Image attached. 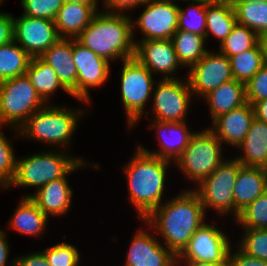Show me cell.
I'll use <instances>...</instances> for the list:
<instances>
[{
    "instance_id": "cell-1",
    "label": "cell",
    "mask_w": 267,
    "mask_h": 266,
    "mask_svg": "<svg viewBox=\"0 0 267 266\" xmlns=\"http://www.w3.org/2000/svg\"><path fill=\"white\" fill-rule=\"evenodd\" d=\"M205 214L199 196L190 189L163 201V204L141 221L154 234H160L164 239L163 244L178 256L198 228L206 222Z\"/></svg>"
},
{
    "instance_id": "cell-2",
    "label": "cell",
    "mask_w": 267,
    "mask_h": 266,
    "mask_svg": "<svg viewBox=\"0 0 267 266\" xmlns=\"http://www.w3.org/2000/svg\"><path fill=\"white\" fill-rule=\"evenodd\" d=\"M136 148L133 158L123 169L128 180L130 203L139 219L144 220L163 203L162 196L171 161L145 153L138 146Z\"/></svg>"
},
{
    "instance_id": "cell-3",
    "label": "cell",
    "mask_w": 267,
    "mask_h": 266,
    "mask_svg": "<svg viewBox=\"0 0 267 266\" xmlns=\"http://www.w3.org/2000/svg\"><path fill=\"white\" fill-rule=\"evenodd\" d=\"M129 15L98 11L75 39L108 62L132 58L135 43Z\"/></svg>"
},
{
    "instance_id": "cell-4",
    "label": "cell",
    "mask_w": 267,
    "mask_h": 266,
    "mask_svg": "<svg viewBox=\"0 0 267 266\" xmlns=\"http://www.w3.org/2000/svg\"><path fill=\"white\" fill-rule=\"evenodd\" d=\"M84 110L46 104L43 108L35 111L16 131L14 136L29 138L36 142L47 145H55L57 148L66 150L70 147L78 122ZM19 134V135H18ZM59 145V146H58Z\"/></svg>"
},
{
    "instance_id": "cell-5",
    "label": "cell",
    "mask_w": 267,
    "mask_h": 266,
    "mask_svg": "<svg viewBox=\"0 0 267 266\" xmlns=\"http://www.w3.org/2000/svg\"><path fill=\"white\" fill-rule=\"evenodd\" d=\"M46 150L17 159L15 175L10 187H35L37 190L52 180L64 177L81 158L67 154V150ZM60 152V153H59Z\"/></svg>"
},
{
    "instance_id": "cell-6",
    "label": "cell",
    "mask_w": 267,
    "mask_h": 266,
    "mask_svg": "<svg viewBox=\"0 0 267 266\" xmlns=\"http://www.w3.org/2000/svg\"><path fill=\"white\" fill-rule=\"evenodd\" d=\"M222 146L223 144L208 127L202 131H195L174 166L176 165L186 179L196 183L197 186L225 160L222 157Z\"/></svg>"
},
{
    "instance_id": "cell-7",
    "label": "cell",
    "mask_w": 267,
    "mask_h": 266,
    "mask_svg": "<svg viewBox=\"0 0 267 266\" xmlns=\"http://www.w3.org/2000/svg\"><path fill=\"white\" fill-rule=\"evenodd\" d=\"M45 105L26 75L0 82V126H10L17 131Z\"/></svg>"
},
{
    "instance_id": "cell-8",
    "label": "cell",
    "mask_w": 267,
    "mask_h": 266,
    "mask_svg": "<svg viewBox=\"0 0 267 266\" xmlns=\"http://www.w3.org/2000/svg\"><path fill=\"white\" fill-rule=\"evenodd\" d=\"M122 65L121 99L130 131L142 119L144 113L149 116L145 105L152 96L156 80L154 81L153 74L135 57L123 60Z\"/></svg>"
},
{
    "instance_id": "cell-9",
    "label": "cell",
    "mask_w": 267,
    "mask_h": 266,
    "mask_svg": "<svg viewBox=\"0 0 267 266\" xmlns=\"http://www.w3.org/2000/svg\"><path fill=\"white\" fill-rule=\"evenodd\" d=\"M243 165L234 157L225 159L206 179L192 189L200 198L204 211L214 209L219 215L234 217V186L236 177ZM228 213V214H227Z\"/></svg>"
},
{
    "instance_id": "cell-10",
    "label": "cell",
    "mask_w": 267,
    "mask_h": 266,
    "mask_svg": "<svg viewBox=\"0 0 267 266\" xmlns=\"http://www.w3.org/2000/svg\"><path fill=\"white\" fill-rule=\"evenodd\" d=\"M159 81V82H158ZM156 80L153 88L151 112L155 115L151 119L160 122H183L190 109L193 94L188 79ZM192 97V99H191Z\"/></svg>"
},
{
    "instance_id": "cell-11",
    "label": "cell",
    "mask_w": 267,
    "mask_h": 266,
    "mask_svg": "<svg viewBox=\"0 0 267 266\" xmlns=\"http://www.w3.org/2000/svg\"><path fill=\"white\" fill-rule=\"evenodd\" d=\"M175 0H148L145 2L144 10L136 18L132 19V36L135 27L143 33V40L171 39L178 30L179 6Z\"/></svg>"
},
{
    "instance_id": "cell-12",
    "label": "cell",
    "mask_w": 267,
    "mask_h": 266,
    "mask_svg": "<svg viewBox=\"0 0 267 266\" xmlns=\"http://www.w3.org/2000/svg\"><path fill=\"white\" fill-rule=\"evenodd\" d=\"M231 241L220 228L203 223L177 256V261H204L226 264Z\"/></svg>"
},
{
    "instance_id": "cell-13",
    "label": "cell",
    "mask_w": 267,
    "mask_h": 266,
    "mask_svg": "<svg viewBox=\"0 0 267 266\" xmlns=\"http://www.w3.org/2000/svg\"><path fill=\"white\" fill-rule=\"evenodd\" d=\"M187 73L192 94L202 99L221 84L234 79L229 58L209 50Z\"/></svg>"
},
{
    "instance_id": "cell-14",
    "label": "cell",
    "mask_w": 267,
    "mask_h": 266,
    "mask_svg": "<svg viewBox=\"0 0 267 266\" xmlns=\"http://www.w3.org/2000/svg\"><path fill=\"white\" fill-rule=\"evenodd\" d=\"M60 38L54 20L13 17V40L31 57H40Z\"/></svg>"
},
{
    "instance_id": "cell-15",
    "label": "cell",
    "mask_w": 267,
    "mask_h": 266,
    "mask_svg": "<svg viewBox=\"0 0 267 266\" xmlns=\"http://www.w3.org/2000/svg\"><path fill=\"white\" fill-rule=\"evenodd\" d=\"M73 62L77 69V99L87 103L90 89L103 86L110 74V62L73 38ZM90 88V89H89Z\"/></svg>"
},
{
    "instance_id": "cell-16",
    "label": "cell",
    "mask_w": 267,
    "mask_h": 266,
    "mask_svg": "<svg viewBox=\"0 0 267 266\" xmlns=\"http://www.w3.org/2000/svg\"><path fill=\"white\" fill-rule=\"evenodd\" d=\"M86 165H90L95 169H100L99 164L87 163L80 160L64 177L52 180L45 186L36 190V194H27L25 197H30L37 205V207L49 218L50 216H63L69 212L73 190L69 186L67 175L84 168Z\"/></svg>"
},
{
    "instance_id": "cell-17",
    "label": "cell",
    "mask_w": 267,
    "mask_h": 266,
    "mask_svg": "<svg viewBox=\"0 0 267 266\" xmlns=\"http://www.w3.org/2000/svg\"><path fill=\"white\" fill-rule=\"evenodd\" d=\"M155 237L145 228L138 229L123 266H177V256Z\"/></svg>"
},
{
    "instance_id": "cell-18",
    "label": "cell",
    "mask_w": 267,
    "mask_h": 266,
    "mask_svg": "<svg viewBox=\"0 0 267 266\" xmlns=\"http://www.w3.org/2000/svg\"><path fill=\"white\" fill-rule=\"evenodd\" d=\"M134 43V57L152 74L160 73L164 76L163 79H176L173 75L179 67H183L179 63L171 39L137 40Z\"/></svg>"
},
{
    "instance_id": "cell-19",
    "label": "cell",
    "mask_w": 267,
    "mask_h": 266,
    "mask_svg": "<svg viewBox=\"0 0 267 266\" xmlns=\"http://www.w3.org/2000/svg\"><path fill=\"white\" fill-rule=\"evenodd\" d=\"M150 124V130L156 129L160 149L149 151L142 145H137L143 152L152 156L159 157L175 162L188 146L189 141L195 131H189L186 121L183 122H160L153 120ZM173 161V162H172Z\"/></svg>"
},
{
    "instance_id": "cell-20",
    "label": "cell",
    "mask_w": 267,
    "mask_h": 266,
    "mask_svg": "<svg viewBox=\"0 0 267 266\" xmlns=\"http://www.w3.org/2000/svg\"><path fill=\"white\" fill-rule=\"evenodd\" d=\"M254 117L253 106L247 102L216 117L208 128L222 144L238 147L248 133Z\"/></svg>"
},
{
    "instance_id": "cell-21",
    "label": "cell",
    "mask_w": 267,
    "mask_h": 266,
    "mask_svg": "<svg viewBox=\"0 0 267 266\" xmlns=\"http://www.w3.org/2000/svg\"><path fill=\"white\" fill-rule=\"evenodd\" d=\"M40 58L50 65L62 85L77 99V69L73 62V38H60Z\"/></svg>"
},
{
    "instance_id": "cell-22",
    "label": "cell",
    "mask_w": 267,
    "mask_h": 266,
    "mask_svg": "<svg viewBox=\"0 0 267 266\" xmlns=\"http://www.w3.org/2000/svg\"><path fill=\"white\" fill-rule=\"evenodd\" d=\"M266 190L267 168L243 165L238 172L233 190L234 220Z\"/></svg>"
},
{
    "instance_id": "cell-23",
    "label": "cell",
    "mask_w": 267,
    "mask_h": 266,
    "mask_svg": "<svg viewBox=\"0 0 267 266\" xmlns=\"http://www.w3.org/2000/svg\"><path fill=\"white\" fill-rule=\"evenodd\" d=\"M237 149L235 158L244 166L267 168V123L254 117L251 127Z\"/></svg>"
},
{
    "instance_id": "cell-24",
    "label": "cell",
    "mask_w": 267,
    "mask_h": 266,
    "mask_svg": "<svg viewBox=\"0 0 267 266\" xmlns=\"http://www.w3.org/2000/svg\"><path fill=\"white\" fill-rule=\"evenodd\" d=\"M97 11L81 3H63L54 23L61 38H76L91 22Z\"/></svg>"
},
{
    "instance_id": "cell-25",
    "label": "cell",
    "mask_w": 267,
    "mask_h": 266,
    "mask_svg": "<svg viewBox=\"0 0 267 266\" xmlns=\"http://www.w3.org/2000/svg\"><path fill=\"white\" fill-rule=\"evenodd\" d=\"M211 120L247 103L246 84L235 79L221 84L204 97Z\"/></svg>"
},
{
    "instance_id": "cell-26",
    "label": "cell",
    "mask_w": 267,
    "mask_h": 266,
    "mask_svg": "<svg viewBox=\"0 0 267 266\" xmlns=\"http://www.w3.org/2000/svg\"><path fill=\"white\" fill-rule=\"evenodd\" d=\"M11 218L7 224L8 227L29 237H41L49 221L36 203L30 197L25 196L19 201Z\"/></svg>"
},
{
    "instance_id": "cell-27",
    "label": "cell",
    "mask_w": 267,
    "mask_h": 266,
    "mask_svg": "<svg viewBox=\"0 0 267 266\" xmlns=\"http://www.w3.org/2000/svg\"><path fill=\"white\" fill-rule=\"evenodd\" d=\"M236 23V13L231 0L206 3V42L209 34H212L221 43L232 32Z\"/></svg>"
},
{
    "instance_id": "cell-28",
    "label": "cell",
    "mask_w": 267,
    "mask_h": 266,
    "mask_svg": "<svg viewBox=\"0 0 267 266\" xmlns=\"http://www.w3.org/2000/svg\"><path fill=\"white\" fill-rule=\"evenodd\" d=\"M25 75L46 104L58 88L71 96V93L59 81L53 68L40 57H32Z\"/></svg>"
},
{
    "instance_id": "cell-29",
    "label": "cell",
    "mask_w": 267,
    "mask_h": 266,
    "mask_svg": "<svg viewBox=\"0 0 267 266\" xmlns=\"http://www.w3.org/2000/svg\"><path fill=\"white\" fill-rule=\"evenodd\" d=\"M233 78L236 81L247 82L267 63L265 39L254 48L229 57Z\"/></svg>"
},
{
    "instance_id": "cell-30",
    "label": "cell",
    "mask_w": 267,
    "mask_h": 266,
    "mask_svg": "<svg viewBox=\"0 0 267 266\" xmlns=\"http://www.w3.org/2000/svg\"><path fill=\"white\" fill-rule=\"evenodd\" d=\"M179 63L190 69L208 51L205 37L192 32L177 30L171 38Z\"/></svg>"
},
{
    "instance_id": "cell-31",
    "label": "cell",
    "mask_w": 267,
    "mask_h": 266,
    "mask_svg": "<svg viewBox=\"0 0 267 266\" xmlns=\"http://www.w3.org/2000/svg\"><path fill=\"white\" fill-rule=\"evenodd\" d=\"M32 57L12 40L0 46V82L25 75Z\"/></svg>"
},
{
    "instance_id": "cell-32",
    "label": "cell",
    "mask_w": 267,
    "mask_h": 266,
    "mask_svg": "<svg viewBox=\"0 0 267 266\" xmlns=\"http://www.w3.org/2000/svg\"><path fill=\"white\" fill-rule=\"evenodd\" d=\"M237 23L267 39V2H232Z\"/></svg>"
},
{
    "instance_id": "cell-33",
    "label": "cell",
    "mask_w": 267,
    "mask_h": 266,
    "mask_svg": "<svg viewBox=\"0 0 267 266\" xmlns=\"http://www.w3.org/2000/svg\"><path fill=\"white\" fill-rule=\"evenodd\" d=\"M262 38L247 26L236 23L232 32L219 44V52L228 58L254 48Z\"/></svg>"
},
{
    "instance_id": "cell-34",
    "label": "cell",
    "mask_w": 267,
    "mask_h": 266,
    "mask_svg": "<svg viewBox=\"0 0 267 266\" xmlns=\"http://www.w3.org/2000/svg\"><path fill=\"white\" fill-rule=\"evenodd\" d=\"M189 7L185 10L179 6L178 30L192 32L205 37L206 3L205 0H188Z\"/></svg>"
},
{
    "instance_id": "cell-35",
    "label": "cell",
    "mask_w": 267,
    "mask_h": 266,
    "mask_svg": "<svg viewBox=\"0 0 267 266\" xmlns=\"http://www.w3.org/2000/svg\"><path fill=\"white\" fill-rule=\"evenodd\" d=\"M235 221L242 228L267 229V190L241 211Z\"/></svg>"
},
{
    "instance_id": "cell-36",
    "label": "cell",
    "mask_w": 267,
    "mask_h": 266,
    "mask_svg": "<svg viewBox=\"0 0 267 266\" xmlns=\"http://www.w3.org/2000/svg\"><path fill=\"white\" fill-rule=\"evenodd\" d=\"M244 235L236 245L246 255L267 261V229L242 228Z\"/></svg>"
},
{
    "instance_id": "cell-37",
    "label": "cell",
    "mask_w": 267,
    "mask_h": 266,
    "mask_svg": "<svg viewBox=\"0 0 267 266\" xmlns=\"http://www.w3.org/2000/svg\"><path fill=\"white\" fill-rule=\"evenodd\" d=\"M0 126V188L6 189L15 175L17 158L13 146Z\"/></svg>"
},
{
    "instance_id": "cell-38",
    "label": "cell",
    "mask_w": 267,
    "mask_h": 266,
    "mask_svg": "<svg viewBox=\"0 0 267 266\" xmlns=\"http://www.w3.org/2000/svg\"><path fill=\"white\" fill-rule=\"evenodd\" d=\"M49 266H79L80 252L68 242H61L43 250Z\"/></svg>"
},
{
    "instance_id": "cell-39",
    "label": "cell",
    "mask_w": 267,
    "mask_h": 266,
    "mask_svg": "<svg viewBox=\"0 0 267 266\" xmlns=\"http://www.w3.org/2000/svg\"><path fill=\"white\" fill-rule=\"evenodd\" d=\"M24 16L54 20L63 0H20Z\"/></svg>"
},
{
    "instance_id": "cell-40",
    "label": "cell",
    "mask_w": 267,
    "mask_h": 266,
    "mask_svg": "<svg viewBox=\"0 0 267 266\" xmlns=\"http://www.w3.org/2000/svg\"><path fill=\"white\" fill-rule=\"evenodd\" d=\"M246 99L251 105L267 99V63L247 82Z\"/></svg>"
},
{
    "instance_id": "cell-41",
    "label": "cell",
    "mask_w": 267,
    "mask_h": 266,
    "mask_svg": "<svg viewBox=\"0 0 267 266\" xmlns=\"http://www.w3.org/2000/svg\"><path fill=\"white\" fill-rule=\"evenodd\" d=\"M104 6L103 12L124 13L133 11L136 7L143 6L148 0H102ZM133 9V10H132ZM105 10V11H104Z\"/></svg>"
},
{
    "instance_id": "cell-42",
    "label": "cell",
    "mask_w": 267,
    "mask_h": 266,
    "mask_svg": "<svg viewBox=\"0 0 267 266\" xmlns=\"http://www.w3.org/2000/svg\"><path fill=\"white\" fill-rule=\"evenodd\" d=\"M230 248L228 254L229 266H267V261L246 255L238 247L233 253Z\"/></svg>"
},
{
    "instance_id": "cell-43",
    "label": "cell",
    "mask_w": 267,
    "mask_h": 266,
    "mask_svg": "<svg viewBox=\"0 0 267 266\" xmlns=\"http://www.w3.org/2000/svg\"><path fill=\"white\" fill-rule=\"evenodd\" d=\"M13 17L12 14L0 12V46L13 40Z\"/></svg>"
},
{
    "instance_id": "cell-44",
    "label": "cell",
    "mask_w": 267,
    "mask_h": 266,
    "mask_svg": "<svg viewBox=\"0 0 267 266\" xmlns=\"http://www.w3.org/2000/svg\"><path fill=\"white\" fill-rule=\"evenodd\" d=\"M14 259L15 266H49L42 251L29 253V255L26 253Z\"/></svg>"
},
{
    "instance_id": "cell-45",
    "label": "cell",
    "mask_w": 267,
    "mask_h": 266,
    "mask_svg": "<svg viewBox=\"0 0 267 266\" xmlns=\"http://www.w3.org/2000/svg\"><path fill=\"white\" fill-rule=\"evenodd\" d=\"M7 232L1 230L0 228V266H7L8 265V257L10 254V247L8 243V238L6 235ZM10 266H15V259L12 260V263L9 262Z\"/></svg>"
},
{
    "instance_id": "cell-46",
    "label": "cell",
    "mask_w": 267,
    "mask_h": 266,
    "mask_svg": "<svg viewBox=\"0 0 267 266\" xmlns=\"http://www.w3.org/2000/svg\"><path fill=\"white\" fill-rule=\"evenodd\" d=\"M252 106L255 117L267 123V99L257 101Z\"/></svg>"
},
{
    "instance_id": "cell-47",
    "label": "cell",
    "mask_w": 267,
    "mask_h": 266,
    "mask_svg": "<svg viewBox=\"0 0 267 266\" xmlns=\"http://www.w3.org/2000/svg\"><path fill=\"white\" fill-rule=\"evenodd\" d=\"M183 262V263H181ZM229 266L228 262L226 264H216L212 262H204V261H177V266Z\"/></svg>"
},
{
    "instance_id": "cell-48",
    "label": "cell",
    "mask_w": 267,
    "mask_h": 266,
    "mask_svg": "<svg viewBox=\"0 0 267 266\" xmlns=\"http://www.w3.org/2000/svg\"><path fill=\"white\" fill-rule=\"evenodd\" d=\"M64 3H81L86 5H91L97 12L99 0H63Z\"/></svg>"
},
{
    "instance_id": "cell-49",
    "label": "cell",
    "mask_w": 267,
    "mask_h": 266,
    "mask_svg": "<svg viewBox=\"0 0 267 266\" xmlns=\"http://www.w3.org/2000/svg\"><path fill=\"white\" fill-rule=\"evenodd\" d=\"M231 2H267V0H231Z\"/></svg>"
},
{
    "instance_id": "cell-50",
    "label": "cell",
    "mask_w": 267,
    "mask_h": 266,
    "mask_svg": "<svg viewBox=\"0 0 267 266\" xmlns=\"http://www.w3.org/2000/svg\"><path fill=\"white\" fill-rule=\"evenodd\" d=\"M207 2H216V1H219V0H205Z\"/></svg>"
}]
</instances>
